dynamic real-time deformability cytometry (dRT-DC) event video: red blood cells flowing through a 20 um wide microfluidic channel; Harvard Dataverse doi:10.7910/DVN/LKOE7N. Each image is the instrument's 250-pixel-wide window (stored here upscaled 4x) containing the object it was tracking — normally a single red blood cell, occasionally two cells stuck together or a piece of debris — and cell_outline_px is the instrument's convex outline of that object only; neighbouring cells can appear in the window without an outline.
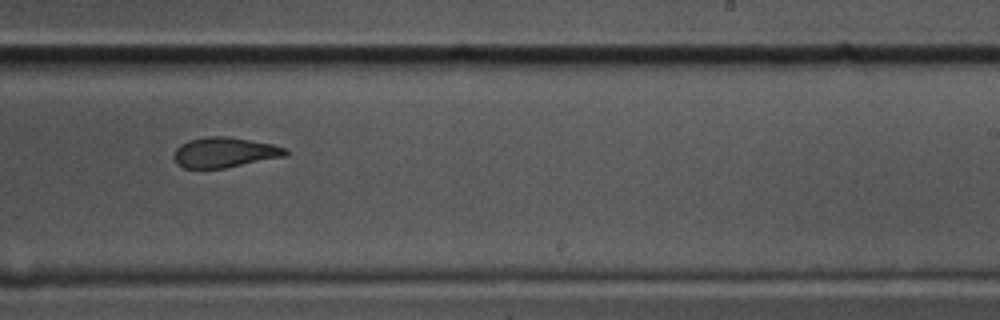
{"species": "common noctule bat (a hibernating species)", "species_latin": "Nyctalus noctula", "temperature_condition": "cold", "stored_images_in_passage": 10, "camera_frame_rate_fps": 3000, "um_per_image_px": 0.085, "animal": {"sex": "male", "body_mass_g": 17.5, "forearm_length_mm": 52.3}, "frame": {"image": 1, "passage_image": 10, "time_ms": 3.0, "image_size_px": [1000, 320], "cell_outline_px": [[288, 156], [224, 168], [184, 168], [176, 164], [172, 156], [176, 148], [180, 144], [188, 140], [208, 136], [228, 136], [272, 144], [288, 148]], "centroid_in_image_um": [19.09, 12.95], "position_along_channel_um": 269.9, "area_um2": 19.88}}